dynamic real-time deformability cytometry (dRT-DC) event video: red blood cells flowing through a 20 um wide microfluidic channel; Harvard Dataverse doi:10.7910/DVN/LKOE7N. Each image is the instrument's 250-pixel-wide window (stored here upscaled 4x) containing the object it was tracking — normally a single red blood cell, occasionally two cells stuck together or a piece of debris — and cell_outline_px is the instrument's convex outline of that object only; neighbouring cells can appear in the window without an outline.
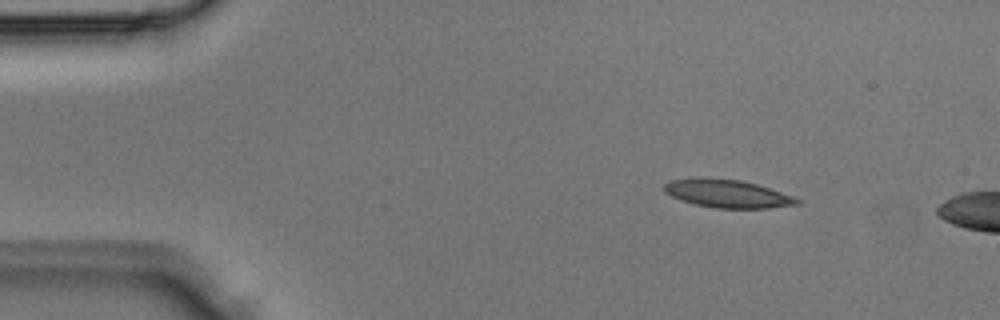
{"species": "Egyptian fruit bat (a non-hibernating species)", "species_latin": "Rousettus aegyptiacus", "temperature_condition": "room temperature", "stored_images_in_passage": 4, "camera_frame_rate_fps": 3000, "um_per_image_px": 0.085, "animal": {"sex": "male"}, "frame": {"image": 1, "passage_image": 2, "time_ms": 0.333, "image_size_px": [1000, 320], "cell_outline_px": [[800, 204], [768, 208], [716, 208], [696, 204], [680, 200], [664, 192], [664, 184], [668, 180], [696, 176], [704, 176], [740, 180], [756, 184], [792, 196], [800, 200]], "centroid_in_image_um": [61.75, 16.43], "position_along_channel_um": 23.3, "area_um2": 21.91}}
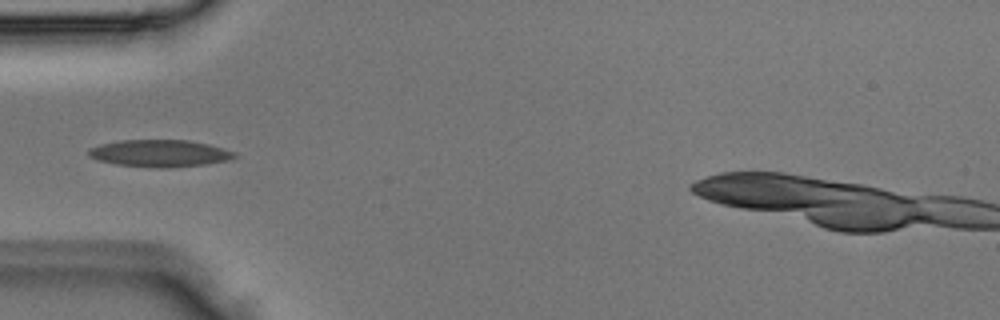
{"frame": {"image": 2, "passage_image": 4, "time_ms": 1.0, "image_size_px": [1000, 320], "cell_outline_px": [[240, 156], [232, 160], [204, 164], [168, 168], [156, 168], [116, 164], [96, 160], [88, 156], [88, 148], [100, 144], [120, 140], [188, 140], [208, 144], [236, 152]], "centroid_in_image_um": [13.59, 13.03], "position_along_channel_um": 71.4, "area_um2": 23.29}}